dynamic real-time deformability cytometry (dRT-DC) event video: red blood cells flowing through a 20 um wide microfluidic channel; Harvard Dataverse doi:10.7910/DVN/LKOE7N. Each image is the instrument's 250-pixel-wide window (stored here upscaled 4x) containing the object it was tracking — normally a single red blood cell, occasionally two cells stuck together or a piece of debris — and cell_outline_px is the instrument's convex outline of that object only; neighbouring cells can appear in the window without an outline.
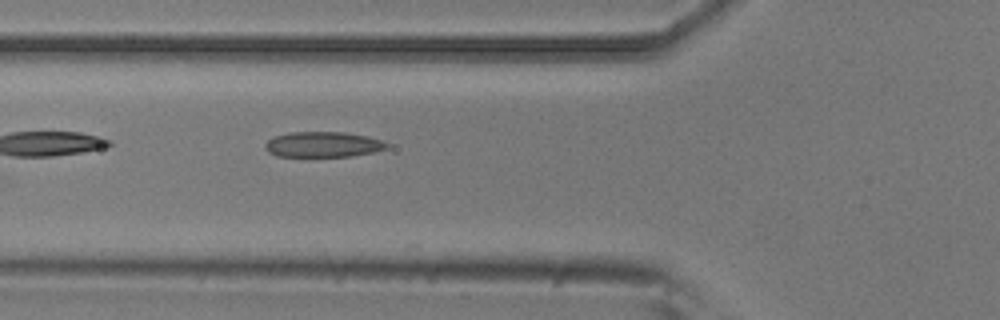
{"species": "common noctule bat (a hibernating species)", "species_latin": "Nyctalus noctula", "temperature_condition": "room temperature", "stored_images_in_passage": 2, "camera_frame_rate_fps": 3000, "um_per_image_px": 0.085, "animal": {"sex": "male", "body_mass_g": 20.5, "forearm_length_mm": 52.5}, "frame": {"image": 1, "passage_image": 2, "time_ms": 0.333, "image_size_px": [1000, 320], "cell_outline_px": [[388, 148], [372, 152], [352, 156], [276, 156], [268, 152], [264, 148], [264, 144], [268, 140], [276, 136], [288, 132], [344, 132], [368, 136], [384, 140], [388, 144]], "centroid_in_image_um": [27.46, 12.27], "position_along_channel_um": 98.3, "area_um2": 18.09}}